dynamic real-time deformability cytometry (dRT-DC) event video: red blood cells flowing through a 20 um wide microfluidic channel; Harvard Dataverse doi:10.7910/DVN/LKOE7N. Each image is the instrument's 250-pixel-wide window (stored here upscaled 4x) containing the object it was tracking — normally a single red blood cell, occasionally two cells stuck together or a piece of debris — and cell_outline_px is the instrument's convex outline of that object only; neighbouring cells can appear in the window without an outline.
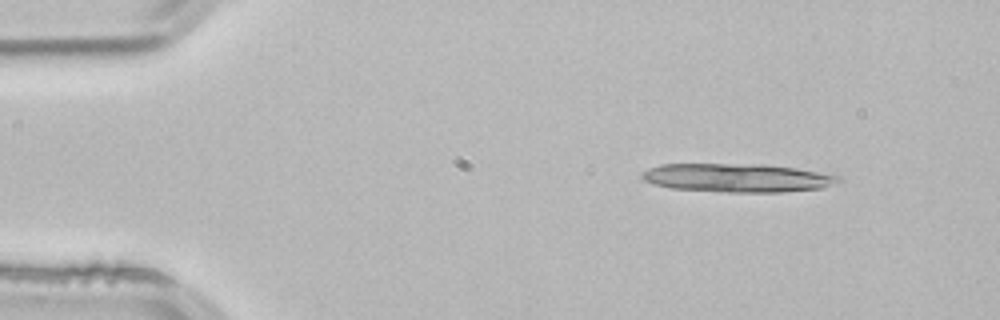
{"species": "common noctule bat (a hibernating species)", "species_latin": "Nyctalus noctula", "temperature_condition": "room temperature", "stored_images_in_passage": 4, "camera_frame_rate_fps": 3000, "um_per_image_px": 0.085, "animal": {"sex": "male", "body_mass_g": 21.5, "forearm_length_mm": 52.0}, "frame": {"image": 1, "passage_image": 1, "time_ms": 0.0, "image_size_px": [1000, 320], "cell_outline_px": [[844, 180], [824, 188], [784, 192], [720, 192], [668, 188], [644, 180], [640, 176], [640, 172], [648, 168], [660, 164], [760, 164], [796, 168], [840, 176]], "centroid_in_image_um": [62.66, 15.12], "position_along_channel_um": 22.3, "area_um2": 33.0}}